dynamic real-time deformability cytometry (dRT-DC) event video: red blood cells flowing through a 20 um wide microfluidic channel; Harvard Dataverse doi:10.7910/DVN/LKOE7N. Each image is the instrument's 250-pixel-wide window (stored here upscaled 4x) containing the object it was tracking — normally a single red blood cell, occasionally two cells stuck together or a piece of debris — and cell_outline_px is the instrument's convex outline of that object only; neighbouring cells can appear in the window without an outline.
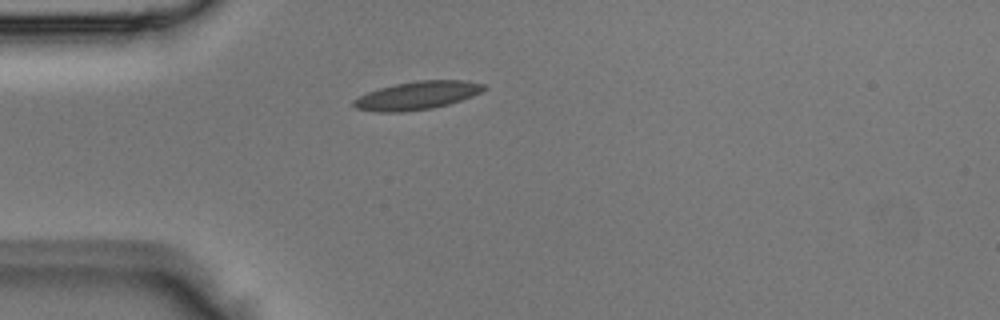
{"species": "Egyptian fruit bat (a non-hibernating species)", "species_latin": "Rousettus aegyptiacus", "temperature_condition": "room temperature", "stored_images_in_passage": 4, "camera_frame_rate_fps": 3000, "um_per_image_px": 0.085, "animal": {"sex": "male"}, "frame": {"image": 1, "passage_image": 4, "time_ms": 1.0, "image_size_px": [1000, 320], "cell_outline_px": [[488, 88], [472, 96], [448, 104], [432, 108], [400, 112], [376, 112], [356, 108], [352, 104], [352, 100], [368, 92], [380, 88], [396, 84], [420, 80], [464, 80], [488, 84]], "centroid_in_image_um": [35.49, 8.11], "position_along_channel_um": 49.5, "area_um2": 21.33}}